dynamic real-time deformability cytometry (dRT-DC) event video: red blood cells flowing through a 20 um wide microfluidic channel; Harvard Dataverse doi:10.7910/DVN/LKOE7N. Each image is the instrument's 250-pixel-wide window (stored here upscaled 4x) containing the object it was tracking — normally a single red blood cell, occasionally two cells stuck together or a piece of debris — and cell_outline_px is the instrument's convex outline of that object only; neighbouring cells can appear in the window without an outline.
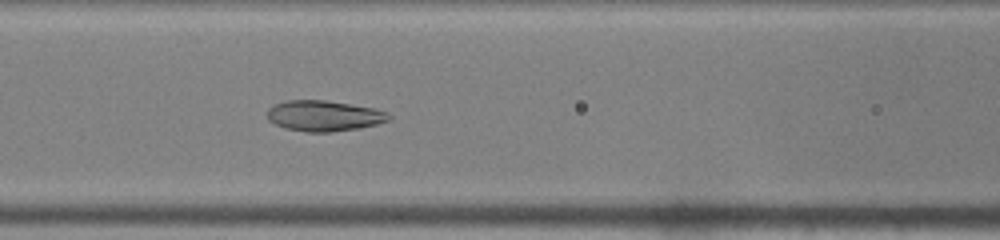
{"species": "common noctule bat (a hibernating species)", "species_latin": "Nyctalus noctula", "temperature_condition": "warm", "stored_images_in_passage": 30, "camera_frame_rate_fps": 3000, "um_per_image_px": 0.085, "animal": {"sex": "male", "body_mass_g": 19.0, "forearm_length_mm": 50.8}, "frame": {"image": 1, "passage_image": 9, "time_ms": 2.667, "image_size_px": [1000, 240], "cell_outline_px": [[392, 116], [388, 120], [376, 124], [360, 128], [332, 132], [304, 132], [284, 128], [268, 120], [268, 108], [276, 104], [288, 100], [324, 100], [376, 108], [388, 112]], "centroid_in_image_um": [27.56, 9.85], "position_along_channel_um": 139.0, "area_um2": 21.79}}
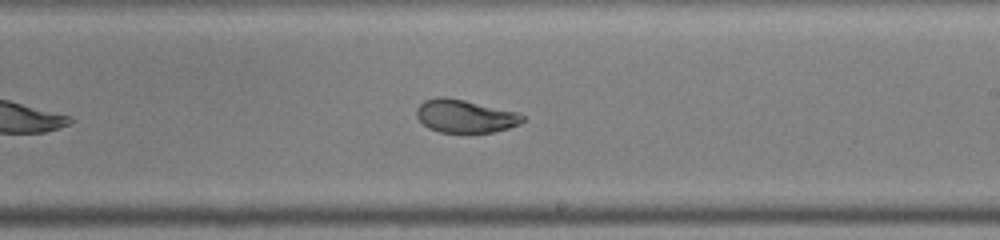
{"frame": {"image": 2, "passage_image": 17, "time_ms": 5.333, "image_size_px": [1000, 240], "cell_outline_px": [[524, 120], [520, 124], [508, 128], [492, 132], [440, 132], [428, 128], [416, 116], [416, 108], [424, 100], [440, 96], [464, 100], [520, 112], [524, 116]], "centroid_in_image_um": [39.54, 9.86], "position_along_channel_um": 249.5, "area_um2": 20.4}}
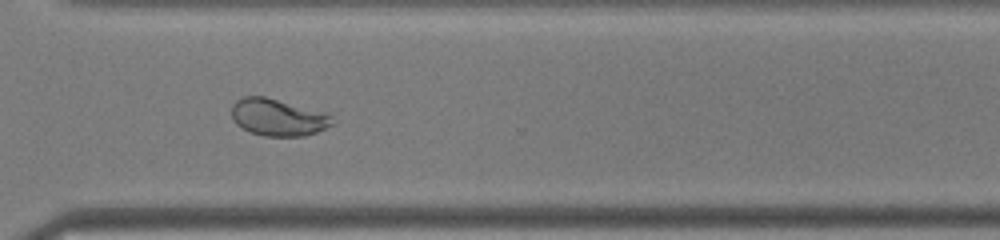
{"frame": {"image": 3, "passage_image": 24, "time_ms": 7.667, "image_size_px": [1000, 240], "cell_outline_px": [[332, 124], [316, 132], [304, 136], [264, 136], [252, 132], [236, 124], [232, 116], [232, 104], [236, 100], [244, 96], [264, 96], [328, 112], [332, 116]], "centroid_in_image_um": [23.64, 9.95], "position_along_channel_um": 347.0, "area_um2": 21.73}, "authors_computed_cell_mechanics": {"area_um2": 21.7617, "velocity_mm_per_s": 4.1527, "shape_relaxation_time_tau1_ms": 8.1079, "shape_relaxation_time_tau2_ms": 0.7315, "deformation_change_tau1": 0.2658, "deformation_change_tau2": 0.0532}}